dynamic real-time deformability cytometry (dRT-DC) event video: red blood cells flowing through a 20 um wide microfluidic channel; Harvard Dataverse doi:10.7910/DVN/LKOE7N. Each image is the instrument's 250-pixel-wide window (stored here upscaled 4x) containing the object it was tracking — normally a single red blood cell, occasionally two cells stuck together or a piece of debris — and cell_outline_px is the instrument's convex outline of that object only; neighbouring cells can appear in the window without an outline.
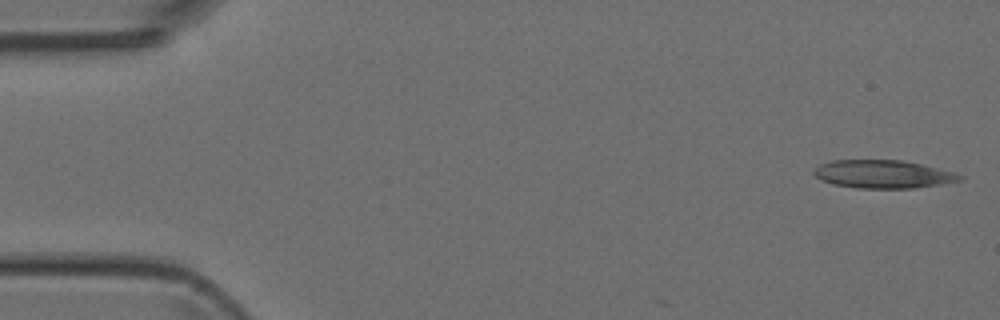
{"species": "Egyptian fruit bat (a non-hibernating species)", "species_latin": "Rousettus aegyptiacus", "temperature_condition": "room temperature", "stored_images_in_passage": 5, "camera_frame_rate_fps": 3000, "um_per_image_px": 0.085, "animal": {"sex": "female"}, "frame": {"image": 1, "passage_image": 1, "time_ms": 0.0, "image_size_px": [1000, 320], "cell_outline_px": [[964, 176], [960, 180], [940, 184], [916, 188], [856, 188], [832, 184], [820, 180], [812, 172], [820, 164], [832, 160], [904, 160], [952, 172]], "centroid_in_image_um": [75.01, 14.8], "position_along_channel_um": 10.0, "area_um2": 23.76}}